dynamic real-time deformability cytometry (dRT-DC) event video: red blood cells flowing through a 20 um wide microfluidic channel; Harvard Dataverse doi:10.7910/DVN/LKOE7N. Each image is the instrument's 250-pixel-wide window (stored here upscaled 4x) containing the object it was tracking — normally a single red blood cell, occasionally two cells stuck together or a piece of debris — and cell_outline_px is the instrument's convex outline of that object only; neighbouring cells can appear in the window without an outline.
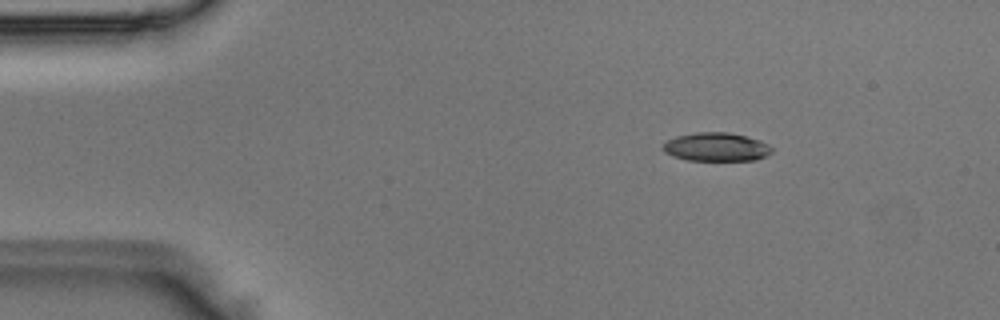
{"species": "Egyptian fruit bat (a non-hibernating species)", "species_latin": "Rousettus aegyptiacus", "temperature_condition": "room temperature", "stored_images_in_passage": 3, "camera_frame_rate_fps": 3000, "um_per_image_px": 0.085, "animal": {"sex": "male"}, "frame": {"image": 1, "passage_image": 1, "time_ms": 0.0, "image_size_px": [1000, 320], "cell_outline_px": [[772, 152], [756, 160], [688, 160], [672, 156], [664, 152], [660, 148], [668, 140], [676, 136], [696, 132], [728, 132], [760, 140], [768, 144], [772, 148]], "centroid_in_image_um": [60.85, 12.49], "position_along_channel_um": 24.1, "area_um2": 18.09}}